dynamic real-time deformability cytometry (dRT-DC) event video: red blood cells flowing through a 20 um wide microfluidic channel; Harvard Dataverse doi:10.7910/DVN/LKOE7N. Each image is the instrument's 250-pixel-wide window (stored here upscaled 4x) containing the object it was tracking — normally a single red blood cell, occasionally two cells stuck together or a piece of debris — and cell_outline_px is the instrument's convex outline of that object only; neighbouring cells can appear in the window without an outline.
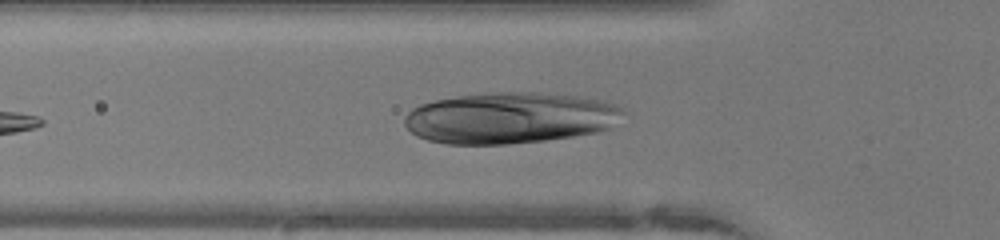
{"species": "human", "species_latin": "Homo sapiens", "temperature_condition": "warm", "stored_images_in_passage": 33, "camera_frame_rate_fps": 3000, "um_per_image_px": 0.085, "donor": {"sex": "female"}, "frame": {"image": 1, "passage_image": 3, "time_ms": 0.667, "image_size_px": [1000, 240], "cell_outline_px": [[624, 112], [608, 128], [596, 132], [572, 136], [544, 140], [508, 144], [448, 144], [428, 140], [416, 136], [404, 124], [404, 116], [412, 108], [420, 104], [436, 100], [460, 96], [492, 92], [540, 92], [580, 96], [604, 100], [616, 104]], "centroid_in_image_um": [43.32, 10.01], "position_along_channel_um": 82.5, "area_um2": 65.14}}